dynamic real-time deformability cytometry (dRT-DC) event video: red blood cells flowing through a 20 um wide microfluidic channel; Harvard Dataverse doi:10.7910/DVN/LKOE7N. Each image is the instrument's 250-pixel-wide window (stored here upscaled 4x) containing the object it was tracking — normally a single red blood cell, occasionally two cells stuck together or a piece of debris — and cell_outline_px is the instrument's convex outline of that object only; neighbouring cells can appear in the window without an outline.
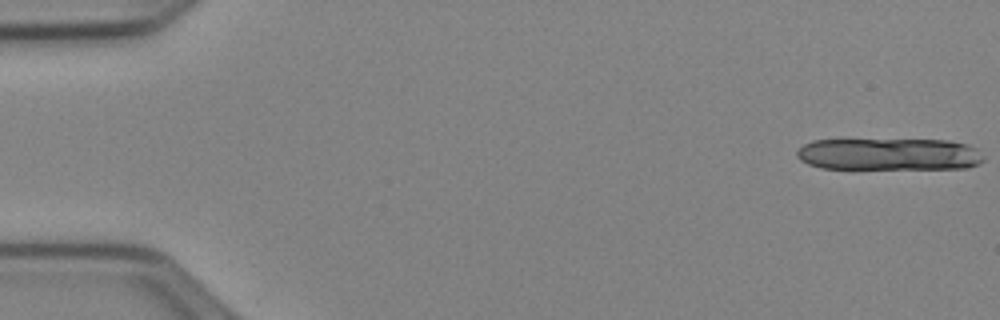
{"species": "Egyptian fruit bat (a non-hibernating species)", "species_latin": "Rousettus aegyptiacus", "temperature_condition": "cold", "stored_images_in_passage": 13, "camera_frame_rate_fps": 3000, "um_per_image_px": 0.085, "animal": {"sex": "female"}, "frame": {"image": 1, "passage_image": 1, "time_ms": 0.0, "image_size_px": [1000, 320], "cell_outline_px": [[984, 160], [980, 164], [968, 168], [820, 168], [808, 164], [800, 160], [796, 156], [796, 152], [804, 144], [812, 140], [948, 140], [968, 144], [976, 148], [984, 156]], "centroid_in_image_um": [75.6, 13.1], "position_along_channel_um": 9.4, "area_um2": 34.97}}